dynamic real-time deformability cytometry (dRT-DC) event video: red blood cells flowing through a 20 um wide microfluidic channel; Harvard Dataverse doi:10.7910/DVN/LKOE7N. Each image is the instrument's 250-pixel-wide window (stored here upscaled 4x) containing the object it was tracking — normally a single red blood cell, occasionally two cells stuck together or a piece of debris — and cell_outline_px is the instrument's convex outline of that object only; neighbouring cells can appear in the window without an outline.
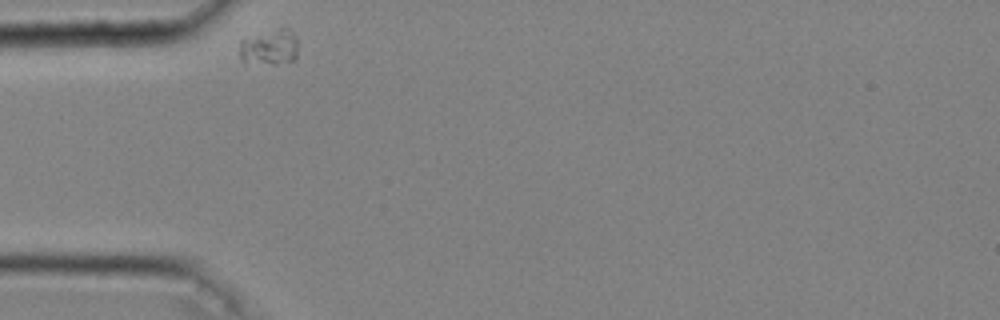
{"species": "common noctule bat (a hibernating species)", "species_latin": "Nyctalus noctula", "temperature_condition": "cold", "stored_images_in_passage": 29, "camera_frame_rate_fps": 3000, "um_per_image_px": 0.085, "animal": {"sex": "male", "body_mass_g": 20.4}, "frame": {"image": 1, "passage_image": 1, "time_ms": 0.0, "image_size_px": [1000, 320], "cell_outline_px": [[296, 60], [272, 64], [244, 64], [240, 56], [240, 40], [244, 36], [284, 24], [296, 36]], "centroid_in_image_um": [22.86, 3.95], "position_along_channel_um": 62.1, "area_um2": 13.06}}
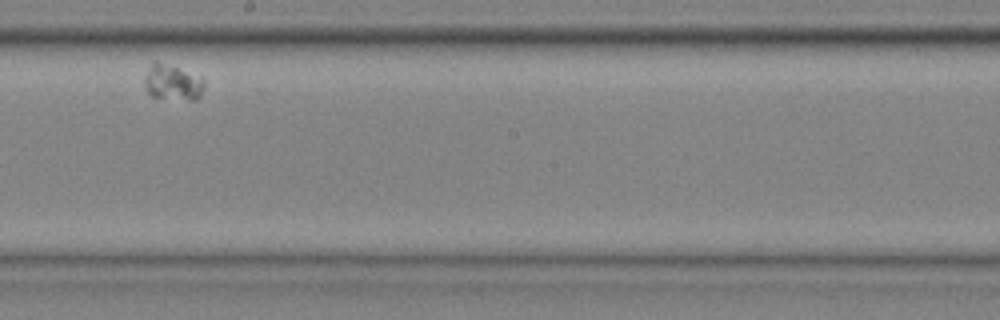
{"frame": {"image": 2, "passage_image": 17, "time_ms": 5.333, "image_size_px": [1000, 320], "cell_outline_px": [[204, 88], [200, 96], [196, 100], [192, 100], [152, 96], [148, 92], [144, 84], [144, 76], [152, 64], [160, 64], [176, 68], [200, 76], [204, 80]], "centroid_in_image_um": [14.7, 7.05], "position_along_channel_um": 233.5, "area_um2": 11.85}}
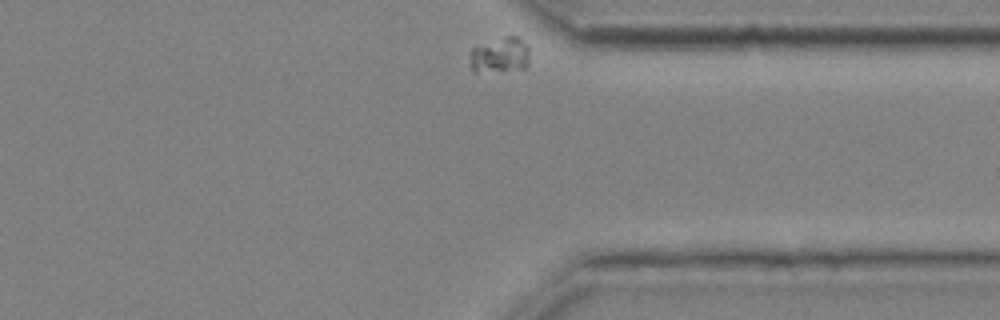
{"frame": {"image": 3, "passage_image": 29, "time_ms": 9.333, "image_size_px": [1000, 320], "cell_outline_px": [[528, 64], [524, 68], [476, 72], [472, 72], [472, 48], [504, 36], [520, 36], [528, 44]], "centroid_in_image_um": [42.56, 4.65], "position_along_channel_um": 368.8, "area_um2": 12.08}}